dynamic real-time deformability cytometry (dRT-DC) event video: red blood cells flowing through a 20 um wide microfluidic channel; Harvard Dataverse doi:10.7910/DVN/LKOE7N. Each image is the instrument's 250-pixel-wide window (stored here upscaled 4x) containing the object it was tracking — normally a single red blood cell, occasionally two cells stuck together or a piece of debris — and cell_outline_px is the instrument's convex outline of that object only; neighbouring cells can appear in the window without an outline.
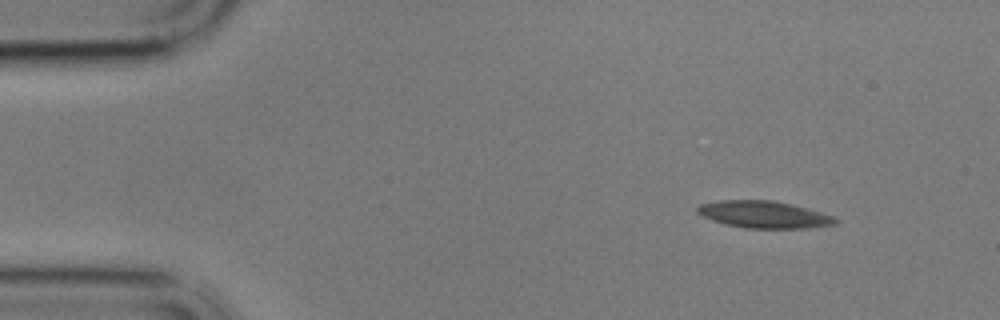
{"species": "common noctule bat (a hibernating species)", "species_latin": "Nyctalus noctula", "temperature_condition": "cold", "stored_images_in_passage": 10, "camera_frame_rate_fps": 3000, "um_per_image_px": 0.085, "animal": {"sex": "male", "body_mass_g": 17.9}, "frame": {"image": 1, "passage_image": 1, "time_ms": 0.0, "image_size_px": [1000, 320], "cell_outline_px": [[840, 220], [836, 224], [808, 228], [744, 228], [724, 224], [712, 220], [696, 212], [696, 208], [700, 204], [720, 200], [772, 200], [808, 208], [836, 216]], "centroid_in_image_um": [64.97, 18.24], "position_along_channel_um": 20.0, "area_um2": 21.91}}
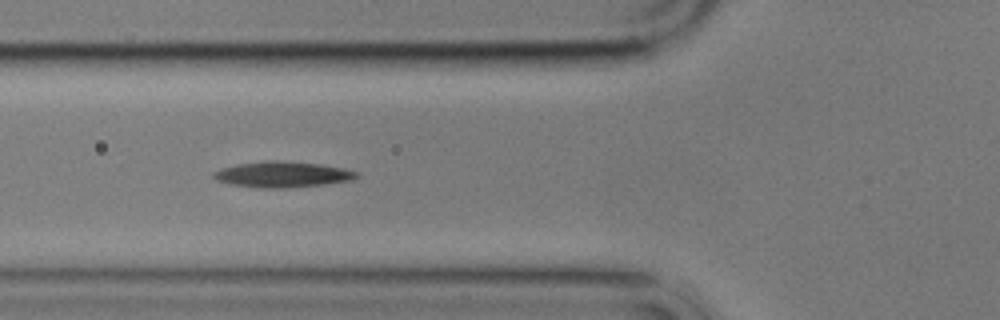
{"frame": {"image": 2, "passage_image": 5, "time_ms": 4.667, "image_size_px": [1000, 320], "cell_outline_px": [[360, 176], [352, 180], [324, 184], [288, 188], [260, 188], [232, 184], [216, 180], [212, 176], [212, 172], [220, 168], [236, 164], [264, 160], [276, 160], [320, 164], [344, 168], [360, 172]], "centroid_in_image_um": [24.01, 14.82], "position_along_channel_um": 101.8, "area_um2": 21.73}}
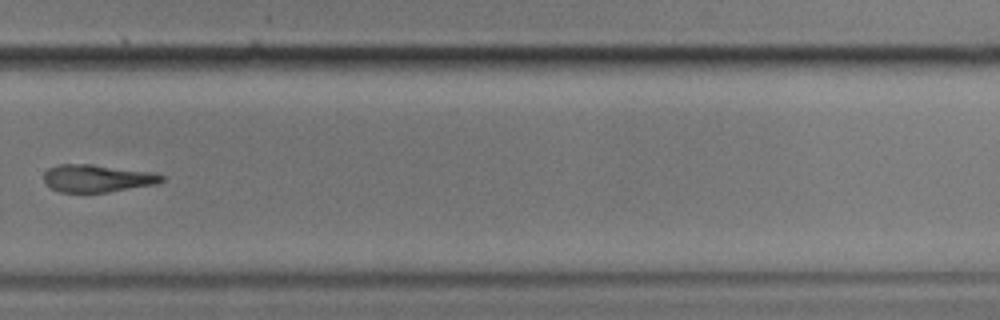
{"frame": {"image": 3, "passage_image": 10, "time_ms": 11.0, "image_size_px": [1000, 320], "cell_outline_px": [[164, 180], [156, 184], [108, 192], [60, 192], [44, 184], [44, 172], [48, 168], [60, 164], [92, 164], [156, 172], [164, 176]], "centroid_in_image_um": [8.27, 15.15], "position_along_channel_um": 321.5, "area_um2": 19.07}}